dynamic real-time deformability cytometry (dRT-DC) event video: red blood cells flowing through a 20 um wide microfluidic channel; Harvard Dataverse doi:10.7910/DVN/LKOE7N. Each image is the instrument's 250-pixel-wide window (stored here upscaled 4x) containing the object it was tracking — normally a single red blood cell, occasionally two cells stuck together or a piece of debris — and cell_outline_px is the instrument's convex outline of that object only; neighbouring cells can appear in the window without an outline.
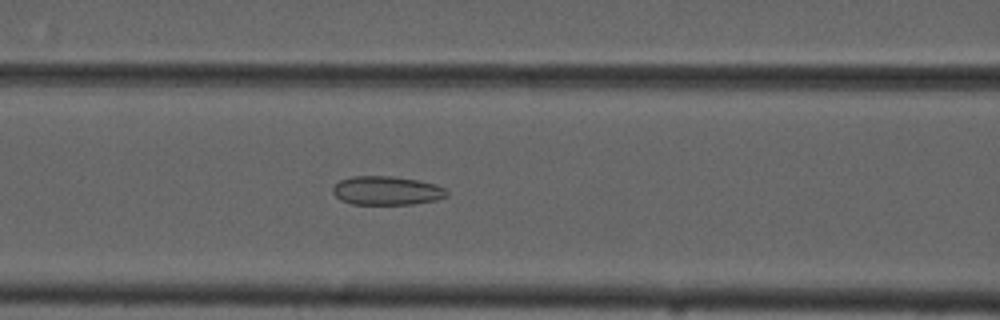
{"species": "common noctule bat (a hibernating species)", "species_latin": "Nyctalus noctula", "temperature_condition": "cold", "stored_images_in_passage": 55, "camera_frame_rate_fps": 3000, "um_per_image_px": 0.085, "animal": {"sex": "male", "forearm_length_mm": 52.5}, "frame": {"image": 1, "passage_image": 23, "time_ms": 7.333, "image_size_px": [1000, 320], "cell_outline_px": [[448, 196], [436, 200], [412, 204], [352, 204], [340, 200], [332, 192], [332, 188], [340, 180], [352, 176], [392, 176], [416, 180], [436, 184], [444, 188], [448, 192]], "centroid_in_image_um": [32.86, 16.2], "position_along_channel_um": 133.7, "area_um2": 19.13}}
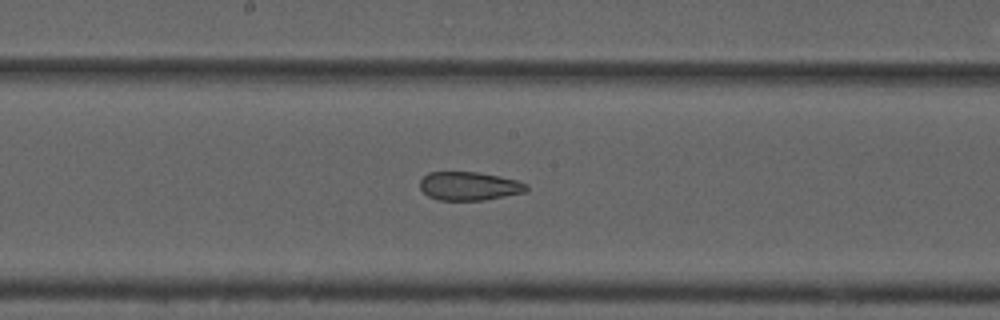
{"frame": {"image": 2, "passage_image": 29, "time_ms": 9.333, "image_size_px": [1000, 320], "cell_outline_px": [[528, 188], [524, 192], [484, 200], [440, 200], [428, 196], [420, 188], [420, 180], [428, 172], [476, 172], [500, 176], [516, 180], [528, 184]], "centroid_in_image_um": [39.87, 15.81], "position_along_channel_um": 208.3, "area_um2": 17.63}}
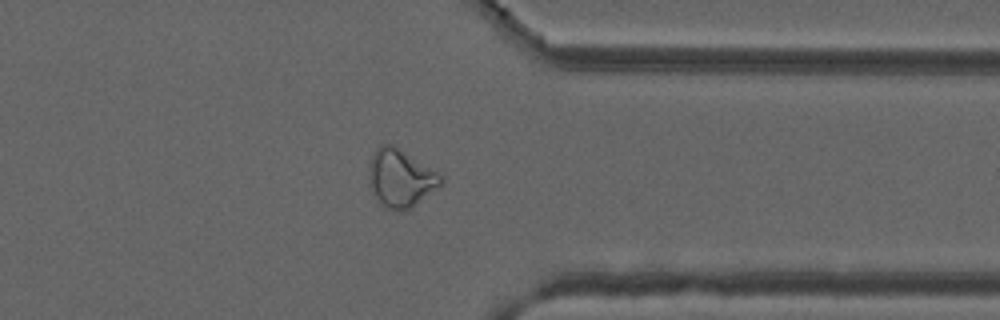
{"frame": {"image": 3, "passage_image": 43, "time_ms": 14.0, "image_size_px": [1000, 320], "cell_outline_px": [[444, 184], [408, 208], [400, 212], [388, 208], [376, 196], [368, 184], [368, 164], [376, 148], [380, 144], [392, 144], [440, 172], [444, 176]], "centroid_in_image_um": [34.07, 15.1], "position_along_channel_um": 377.3, "area_um2": 24.28}, "authors_computed_cell_mechanics": {"area_um2": 24.276, "velocity_mm_per_s": 3.7232, "shape_relaxation_time_tau1_ms": null, "shape_relaxation_time_tau2_ms": 2.5286, "deformation_change_tau1": null, "deformation_change_tau2": 0.0928}}